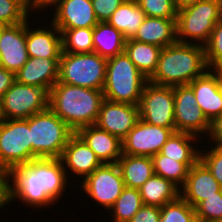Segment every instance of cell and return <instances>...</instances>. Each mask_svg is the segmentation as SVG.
I'll return each instance as SVG.
<instances>
[{"label":"cell","instance_id":"obj_1","mask_svg":"<svg viewBox=\"0 0 222 222\" xmlns=\"http://www.w3.org/2000/svg\"><path fill=\"white\" fill-rule=\"evenodd\" d=\"M67 180L73 183L60 158H36L14 167L8 172L9 207L16 200L32 209L56 206L65 196Z\"/></svg>","mask_w":222,"mask_h":222},{"label":"cell","instance_id":"obj_2","mask_svg":"<svg viewBox=\"0 0 222 222\" xmlns=\"http://www.w3.org/2000/svg\"><path fill=\"white\" fill-rule=\"evenodd\" d=\"M209 69L205 46L176 42L162 48L148 82L160 86L188 85Z\"/></svg>","mask_w":222,"mask_h":222},{"label":"cell","instance_id":"obj_3","mask_svg":"<svg viewBox=\"0 0 222 222\" xmlns=\"http://www.w3.org/2000/svg\"><path fill=\"white\" fill-rule=\"evenodd\" d=\"M104 99L102 90L56 82L49 91V108L76 132L95 125Z\"/></svg>","mask_w":222,"mask_h":222},{"label":"cell","instance_id":"obj_4","mask_svg":"<svg viewBox=\"0 0 222 222\" xmlns=\"http://www.w3.org/2000/svg\"><path fill=\"white\" fill-rule=\"evenodd\" d=\"M148 79L137 69L125 52L107 59L104 98L139 106Z\"/></svg>","mask_w":222,"mask_h":222},{"label":"cell","instance_id":"obj_5","mask_svg":"<svg viewBox=\"0 0 222 222\" xmlns=\"http://www.w3.org/2000/svg\"><path fill=\"white\" fill-rule=\"evenodd\" d=\"M31 160L61 158L69 138L75 133L50 108L29 117Z\"/></svg>","mask_w":222,"mask_h":222},{"label":"cell","instance_id":"obj_6","mask_svg":"<svg viewBox=\"0 0 222 222\" xmlns=\"http://www.w3.org/2000/svg\"><path fill=\"white\" fill-rule=\"evenodd\" d=\"M106 68L107 59L95 52L68 53L62 51L57 82L103 90Z\"/></svg>","mask_w":222,"mask_h":222},{"label":"cell","instance_id":"obj_7","mask_svg":"<svg viewBox=\"0 0 222 222\" xmlns=\"http://www.w3.org/2000/svg\"><path fill=\"white\" fill-rule=\"evenodd\" d=\"M219 22L218 0H203L177 11V42L205 46Z\"/></svg>","mask_w":222,"mask_h":222},{"label":"cell","instance_id":"obj_8","mask_svg":"<svg viewBox=\"0 0 222 222\" xmlns=\"http://www.w3.org/2000/svg\"><path fill=\"white\" fill-rule=\"evenodd\" d=\"M30 161L29 118L3 119L0 122V170L9 172Z\"/></svg>","mask_w":222,"mask_h":222},{"label":"cell","instance_id":"obj_9","mask_svg":"<svg viewBox=\"0 0 222 222\" xmlns=\"http://www.w3.org/2000/svg\"><path fill=\"white\" fill-rule=\"evenodd\" d=\"M1 104L4 119H27L49 108V92L15 81L1 97Z\"/></svg>","mask_w":222,"mask_h":222},{"label":"cell","instance_id":"obj_10","mask_svg":"<svg viewBox=\"0 0 222 222\" xmlns=\"http://www.w3.org/2000/svg\"><path fill=\"white\" fill-rule=\"evenodd\" d=\"M88 198L108 211L126 187L117 163H103L83 181L79 182Z\"/></svg>","mask_w":222,"mask_h":222},{"label":"cell","instance_id":"obj_11","mask_svg":"<svg viewBox=\"0 0 222 222\" xmlns=\"http://www.w3.org/2000/svg\"><path fill=\"white\" fill-rule=\"evenodd\" d=\"M175 100L172 86H160L147 82L139 104L140 119L148 124L176 129Z\"/></svg>","mask_w":222,"mask_h":222},{"label":"cell","instance_id":"obj_12","mask_svg":"<svg viewBox=\"0 0 222 222\" xmlns=\"http://www.w3.org/2000/svg\"><path fill=\"white\" fill-rule=\"evenodd\" d=\"M173 95L176 131L189 133L205 140L204 135L208 134L210 122L197 105L192 88L189 85L173 86Z\"/></svg>","mask_w":222,"mask_h":222},{"label":"cell","instance_id":"obj_13","mask_svg":"<svg viewBox=\"0 0 222 222\" xmlns=\"http://www.w3.org/2000/svg\"><path fill=\"white\" fill-rule=\"evenodd\" d=\"M176 129L148 124L139 119L134 128L122 140V153L152 157L160 153L162 146Z\"/></svg>","mask_w":222,"mask_h":222},{"label":"cell","instance_id":"obj_14","mask_svg":"<svg viewBox=\"0 0 222 222\" xmlns=\"http://www.w3.org/2000/svg\"><path fill=\"white\" fill-rule=\"evenodd\" d=\"M53 6V7H52ZM58 29L94 28L98 24L91 0H53L47 7Z\"/></svg>","mask_w":222,"mask_h":222},{"label":"cell","instance_id":"obj_15","mask_svg":"<svg viewBox=\"0 0 222 222\" xmlns=\"http://www.w3.org/2000/svg\"><path fill=\"white\" fill-rule=\"evenodd\" d=\"M139 119V106L104 99L95 125L123 140Z\"/></svg>","mask_w":222,"mask_h":222},{"label":"cell","instance_id":"obj_16","mask_svg":"<svg viewBox=\"0 0 222 222\" xmlns=\"http://www.w3.org/2000/svg\"><path fill=\"white\" fill-rule=\"evenodd\" d=\"M28 58L26 22L4 26L0 32V66L16 74Z\"/></svg>","mask_w":222,"mask_h":222},{"label":"cell","instance_id":"obj_17","mask_svg":"<svg viewBox=\"0 0 222 222\" xmlns=\"http://www.w3.org/2000/svg\"><path fill=\"white\" fill-rule=\"evenodd\" d=\"M60 159L68 179H70L71 173L77 178L80 177L81 181L103 164L94 151L76 133L69 138Z\"/></svg>","mask_w":222,"mask_h":222},{"label":"cell","instance_id":"obj_18","mask_svg":"<svg viewBox=\"0 0 222 222\" xmlns=\"http://www.w3.org/2000/svg\"><path fill=\"white\" fill-rule=\"evenodd\" d=\"M222 187L207 166L199 159L188 172L180 197L195 208L204 199L216 195Z\"/></svg>","mask_w":222,"mask_h":222},{"label":"cell","instance_id":"obj_19","mask_svg":"<svg viewBox=\"0 0 222 222\" xmlns=\"http://www.w3.org/2000/svg\"><path fill=\"white\" fill-rule=\"evenodd\" d=\"M26 21V47L29 58H60L62 54L61 32L52 23L49 26L31 27ZM50 27V28H49Z\"/></svg>","mask_w":222,"mask_h":222},{"label":"cell","instance_id":"obj_20","mask_svg":"<svg viewBox=\"0 0 222 222\" xmlns=\"http://www.w3.org/2000/svg\"><path fill=\"white\" fill-rule=\"evenodd\" d=\"M188 85L209 122L222 115V93L217 82V68L208 69Z\"/></svg>","mask_w":222,"mask_h":222},{"label":"cell","instance_id":"obj_21","mask_svg":"<svg viewBox=\"0 0 222 222\" xmlns=\"http://www.w3.org/2000/svg\"><path fill=\"white\" fill-rule=\"evenodd\" d=\"M60 58H28L16 73V81L46 89L48 92L58 81Z\"/></svg>","mask_w":222,"mask_h":222},{"label":"cell","instance_id":"obj_22","mask_svg":"<svg viewBox=\"0 0 222 222\" xmlns=\"http://www.w3.org/2000/svg\"><path fill=\"white\" fill-rule=\"evenodd\" d=\"M96 154L102 163H117L122 156V140L96 125L75 132Z\"/></svg>","mask_w":222,"mask_h":222},{"label":"cell","instance_id":"obj_23","mask_svg":"<svg viewBox=\"0 0 222 222\" xmlns=\"http://www.w3.org/2000/svg\"><path fill=\"white\" fill-rule=\"evenodd\" d=\"M161 48L177 42L176 19L145 17L132 38Z\"/></svg>","mask_w":222,"mask_h":222},{"label":"cell","instance_id":"obj_24","mask_svg":"<svg viewBox=\"0 0 222 222\" xmlns=\"http://www.w3.org/2000/svg\"><path fill=\"white\" fill-rule=\"evenodd\" d=\"M139 189L143 205L162 207L180 197V188L172 181L153 174Z\"/></svg>","mask_w":222,"mask_h":222},{"label":"cell","instance_id":"obj_25","mask_svg":"<svg viewBox=\"0 0 222 222\" xmlns=\"http://www.w3.org/2000/svg\"><path fill=\"white\" fill-rule=\"evenodd\" d=\"M198 140L200 141L201 138L175 131L162 146L160 153L171 159H179L182 163H196L200 159L201 149L197 146L200 143Z\"/></svg>","mask_w":222,"mask_h":222},{"label":"cell","instance_id":"obj_26","mask_svg":"<svg viewBox=\"0 0 222 222\" xmlns=\"http://www.w3.org/2000/svg\"><path fill=\"white\" fill-rule=\"evenodd\" d=\"M117 165L129 188H140L154 174L151 157L122 154Z\"/></svg>","mask_w":222,"mask_h":222},{"label":"cell","instance_id":"obj_27","mask_svg":"<svg viewBox=\"0 0 222 222\" xmlns=\"http://www.w3.org/2000/svg\"><path fill=\"white\" fill-rule=\"evenodd\" d=\"M123 34L108 22H98L93 28V52L109 59L124 52Z\"/></svg>","mask_w":222,"mask_h":222},{"label":"cell","instance_id":"obj_28","mask_svg":"<svg viewBox=\"0 0 222 222\" xmlns=\"http://www.w3.org/2000/svg\"><path fill=\"white\" fill-rule=\"evenodd\" d=\"M162 48L154 45L127 39L124 52L137 69L149 79L156 70Z\"/></svg>","mask_w":222,"mask_h":222},{"label":"cell","instance_id":"obj_29","mask_svg":"<svg viewBox=\"0 0 222 222\" xmlns=\"http://www.w3.org/2000/svg\"><path fill=\"white\" fill-rule=\"evenodd\" d=\"M145 17L136 1L125 0L107 22L120 31L127 40L134 37Z\"/></svg>","mask_w":222,"mask_h":222},{"label":"cell","instance_id":"obj_30","mask_svg":"<svg viewBox=\"0 0 222 222\" xmlns=\"http://www.w3.org/2000/svg\"><path fill=\"white\" fill-rule=\"evenodd\" d=\"M154 174L172 181L181 188L188 176L189 169L195 163H182L179 159H171L161 153L152 156Z\"/></svg>","mask_w":222,"mask_h":222},{"label":"cell","instance_id":"obj_31","mask_svg":"<svg viewBox=\"0 0 222 222\" xmlns=\"http://www.w3.org/2000/svg\"><path fill=\"white\" fill-rule=\"evenodd\" d=\"M142 206L139 189L125 187L108 212L111 213L112 222H129Z\"/></svg>","mask_w":222,"mask_h":222},{"label":"cell","instance_id":"obj_32","mask_svg":"<svg viewBox=\"0 0 222 222\" xmlns=\"http://www.w3.org/2000/svg\"><path fill=\"white\" fill-rule=\"evenodd\" d=\"M31 12L36 13L34 0H0V23L4 26L26 22Z\"/></svg>","mask_w":222,"mask_h":222},{"label":"cell","instance_id":"obj_33","mask_svg":"<svg viewBox=\"0 0 222 222\" xmlns=\"http://www.w3.org/2000/svg\"><path fill=\"white\" fill-rule=\"evenodd\" d=\"M61 32L62 51L68 53H92L93 28L58 29Z\"/></svg>","mask_w":222,"mask_h":222},{"label":"cell","instance_id":"obj_34","mask_svg":"<svg viewBox=\"0 0 222 222\" xmlns=\"http://www.w3.org/2000/svg\"><path fill=\"white\" fill-rule=\"evenodd\" d=\"M159 222H197L195 208L179 197L163 205Z\"/></svg>","mask_w":222,"mask_h":222},{"label":"cell","instance_id":"obj_35","mask_svg":"<svg viewBox=\"0 0 222 222\" xmlns=\"http://www.w3.org/2000/svg\"><path fill=\"white\" fill-rule=\"evenodd\" d=\"M147 17L177 19V9L173 0H136Z\"/></svg>","mask_w":222,"mask_h":222},{"label":"cell","instance_id":"obj_36","mask_svg":"<svg viewBox=\"0 0 222 222\" xmlns=\"http://www.w3.org/2000/svg\"><path fill=\"white\" fill-rule=\"evenodd\" d=\"M197 222H211L222 219V190L201 201L195 207Z\"/></svg>","mask_w":222,"mask_h":222},{"label":"cell","instance_id":"obj_37","mask_svg":"<svg viewBox=\"0 0 222 222\" xmlns=\"http://www.w3.org/2000/svg\"><path fill=\"white\" fill-rule=\"evenodd\" d=\"M205 55L209 69L222 67V22L220 21L215 25L205 45Z\"/></svg>","mask_w":222,"mask_h":222},{"label":"cell","instance_id":"obj_38","mask_svg":"<svg viewBox=\"0 0 222 222\" xmlns=\"http://www.w3.org/2000/svg\"><path fill=\"white\" fill-rule=\"evenodd\" d=\"M206 147L204 145L202 148L205 150L200 149V160L207 166L213 177L222 187V148L208 146V144Z\"/></svg>","mask_w":222,"mask_h":222},{"label":"cell","instance_id":"obj_39","mask_svg":"<svg viewBox=\"0 0 222 222\" xmlns=\"http://www.w3.org/2000/svg\"><path fill=\"white\" fill-rule=\"evenodd\" d=\"M98 22H107L125 0H91Z\"/></svg>","mask_w":222,"mask_h":222},{"label":"cell","instance_id":"obj_40","mask_svg":"<svg viewBox=\"0 0 222 222\" xmlns=\"http://www.w3.org/2000/svg\"><path fill=\"white\" fill-rule=\"evenodd\" d=\"M160 207L143 205L129 222H159Z\"/></svg>","mask_w":222,"mask_h":222},{"label":"cell","instance_id":"obj_41","mask_svg":"<svg viewBox=\"0 0 222 222\" xmlns=\"http://www.w3.org/2000/svg\"><path fill=\"white\" fill-rule=\"evenodd\" d=\"M207 137H209L210 139ZM205 139L210 140V142L209 140L206 141L208 145L210 143V145H212L213 147L222 148V115L216 117L210 122L209 131ZM211 140L212 142H214L212 143Z\"/></svg>","mask_w":222,"mask_h":222},{"label":"cell","instance_id":"obj_42","mask_svg":"<svg viewBox=\"0 0 222 222\" xmlns=\"http://www.w3.org/2000/svg\"><path fill=\"white\" fill-rule=\"evenodd\" d=\"M16 74L0 66V98L15 83Z\"/></svg>","mask_w":222,"mask_h":222},{"label":"cell","instance_id":"obj_43","mask_svg":"<svg viewBox=\"0 0 222 222\" xmlns=\"http://www.w3.org/2000/svg\"><path fill=\"white\" fill-rule=\"evenodd\" d=\"M9 205L8 172L0 170V210Z\"/></svg>","mask_w":222,"mask_h":222},{"label":"cell","instance_id":"obj_44","mask_svg":"<svg viewBox=\"0 0 222 222\" xmlns=\"http://www.w3.org/2000/svg\"><path fill=\"white\" fill-rule=\"evenodd\" d=\"M174 1V5L178 10L180 9H183V8H186L188 6H191V5H194L200 1H203V0H173Z\"/></svg>","mask_w":222,"mask_h":222},{"label":"cell","instance_id":"obj_45","mask_svg":"<svg viewBox=\"0 0 222 222\" xmlns=\"http://www.w3.org/2000/svg\"><path fill=\"white\" fill-rule=\"evenodd\" d=\"M53 0H34V4H35V9L36 11L41 12L44 9V12H46L47 10H45V8L47 7V5ZM40 11H39V10Z\"/></svg>","mask_w":222,"mask_h":222},{"label":"cell","instance_id":"obj_46","mask_svg":"<svg viewBox=\"0 0 222 222\" xmlns=\"http://www.w3.org/2000/svg\"><path fill=\"white\" fill-rule=\"evenodd\" d=\"M217 82L222 93V67H217Z\"/></svg>","mask_w":222,"mask_h":222},{"label":"cell","instance_id":"obj_47","mask_svg":"<svg viewBox=\"0 0 222 222\" xmlns=\"http://www.w3.org/2000/svg\"><path fill=\"white\" fill-rule=\"evenodd\" d=\"M219 5V21L222 22V0H218Z\"/></svg>","mask_w":222,"mask_h":222},{"label":"cell","instance_id":"obj_48","mask_svg":"<svg viewBox=\"0 0 222 222\" xmlns=\"http://www.w3.org/2000/svg\"><path fill=\"white\" fill-rule=\"evenodd\" d=\"M3 113H2V104H1V98H0V122L3 120Z\"/></svg>","mask_w":222,"mask_h":222},{"label":"cell","instance_id":"obj_49","mask_svg":"<svg viewBox=\"0 0 222 222\" xmlns=\"http://www.w3.org/2000/svg\"><path fill=\"white\" fill-rule=\"evenodd\" d=\"M211 222H222V219H218V220H213Z\"/></svg>","mask_w":222,"mask_h":222},{"label":"cell","instance_id":"obj_50","mask_svg":"<svg viewBox=\"0 0 222 222\" xmlns=\"http://www.w3.org/2000/svg\"><path fill=\"white\" fill-rule=\"evenodd\" d=\"M4 25L0 23V32L3 29Z\"/></svg>","mask_w":222,"mask_h":222}]
</instances>
